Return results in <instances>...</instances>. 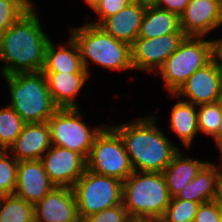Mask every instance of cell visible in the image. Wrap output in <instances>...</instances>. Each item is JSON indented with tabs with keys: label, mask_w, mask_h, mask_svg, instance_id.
Listing matches in <instances>:
<instances>
[{
	"label": "cell",
	"mask_w": 222,
	"mask_h": 222,
	"mask_svg": "<svg viewBox=\"0 0 222 222\" xmlns=\"http://www.w3.org/2000/svg\"><path fill=\"white\" fill-rule=\"evenodd\" d=\"M34 4L0 37L2 75L43 70L49 37L43 32Z\"/></svg>",
	"instance_id": "obj_1"
},
{
	"label": "cell",
	"mask_w": 222,
	"mask_h": 222,
	"mask_svg": "<svg viewBox=\"0 0 222 222\" xmlns=\"http://www.w3.org/2000/svg\"><path fill=\"white\" fill-rule=\"evenodd\" d=\"M155 116L114 126L134 171L163 172L179 149L156 125Z\"/></svg>",
	"instance_id": "obj_2"
},
{
	"label": "cell",
	"mask_w": 222,
	"mask_h": 222,
	"mask_svg": "<svg viewBox=\"0 0 222 222\" xmlns=\"http://www.w3.org/2000/svg\"><path fill=\"white\" fill-rule=\"evenodd\" d=\"M170 199L162 172L133 171L122 183V204L132 220H160Z\"/></svg>",
	"instance_id": "obj_3"
},
{
	"label": "cell",
	"mask_w": 222,
	"mask_h": 222,
	"mask_svg": "<svg viewBox=\"0 0 222 222\" xmlns=\"http://www.w3.org/2000/svg\"><path fill=\"white\" fill-rule=\"evenodd\" d=\"M10 92L8 106L25 123H42L57 111L42 71L3 75Z\"/></svg>",
	"instance_id": "obj_4"
},
{
	"label": "cell",
	"mask_w": 222,
	"mask_h": 222,
	"mask_svg": "<svg viewBox=\"0 0 222 222\" xmlns=\"http://www.w3.org/2000/svg\"><path fill=\"white\" fill-rule=\"evenodd\" d=\"M77 43L84 69L90 76L88 61L110 70H132L131 46L116 40L100 26L90 23L74 27L70 33Z\"/></svg>",
	"instance_id": "obj_5"
},
{
	"label": "cell",
	"mask_w": 222,
	"mask_h": 222,
	"mask_svg": "<svg viewBox=\"0 0 222 222\" xmlns=\"http://www.w3.org/2000/svg\"><path fill=\"white\" fill-rule=\"evenodd\" d=\"M186 36L178 49L157 70L169 94H175L197 70L213 60L212 39Z\"/></svg>",
	"instance_id": "obj_6"
},
{
	"label": "cell",
	"mask_w": 222,
	"mask_h": 222,
	"mask_svg": "<svg viewBox=\"0 0 222 222\" xmlns=\"http://www.w3.org/2000/svg\"><path fill=\"white\" fill-rule=\"evenodd\" d=\"M86 161L87 170L122 182L134 171L120 134L108 125L96 135Z\"/></svg>",
	"instance_id": "obj_7"
},
{
	"label": "cell",
	"mask_w": 222,
	"mask_h": 222,
	"mask_svg": "<svg viewBox=\"0 0 222 222\" xmlns=\"http://www.w3.org/2000/svg\"><path fill=\"white\" fill-rule=\"evenodd\" d=\"M122 181L85 170L72 187L80 220L122 203Z\"/></svg>",
	"instance_id": "obj_8"
},
{
	"label": "cell",
	"mask_w": 222,
	"mask_h": 222,
	"mask_svg": "<svg viewBox=\"0 0 222 222\" xmlns=\"http://www.w3.org/2000/svg\"><path fill=\"white\" fill-rule=\"evenodd\" d=\"M83 118L80 108H58L47 124L52 145L75 151L87 160L94 139L104 126L92 129Z\"/></svg>",
	"instance_id": "obj_9"
},
{
	"label": "cell",
	"mask_w": 222,
	"mask_h": 222,
	"mask_svg": "<svg viewBox=\"0 0 222 222\" xmlns=\"http://www.w3.org/2000/svg\"><path fill=\"white\" fill-rule=\"evenodd\" d=\"M184 33H172L154 38H136L131 45V62L133 69L153 72L178 49L184 40Z\"/></svg>",
	"instance_id": "obj_10"
},
{
	"label": "cell",
	"mask_w": 222,
	"mask_h": 222,
	"mask_svg": "<svg viewBox=\"0 0 222 222\" xmlns=\"http://www.w3.org/2000/svg\"><path fill=\"white\" fill-rule=\"evenodd\" d=\"M40 161L56 187L72 188L87 169V161L81 154L56 145H51Z\"/></svg>",
	"instance_id": "obj_11"
},
{
	"label": "cell",
	"mask_w": 222,
	"mask_h": 222,
	"mask_svg": "<svg viewBox=\"0 0 222 222\" xmlns=\"http://www.w3.org/2000/svg\"><path fill=\"white\" fill-rule=\"evenodd\" d=\"M196 106L222 100V68L212 60L195 71L175 94Z\"/></svg>",
	"instance_id": "obj_12"
},
{
	"label": "cell",
	"mask_w": 222,
	"mask_h": 222,
	"mask_svg": "<svg viewBox=\"0 0 222 222\" xmlns=\"http://www.w3.org/2000/svg\"><path fill=\"white\" fill-rule=\"evenodd\" d=\"M180 25L186 36L205 37L222 26V0H190Z\"/></svg>",
	"instance_id": "obj_13"
},
{
	"label": "cell",
	"mask_w": 222,
	"mask_h": 222,
	"mask_svg": "<svg viewBox=\"0 0 222 222\" xmlns=\"http://www.w3.org/2000/svg\"><path fill=\"white\" fill-rule=\"evenodd\" d=\"M34 222H81L73 189L55 186L34 204Z\"/></svg>",
	"instance_id": "obj_14"
},
{
	"label": "cell",
	"mask_w": 222,
	"mask_h": 222,
	"mask_svg": "<svg viewBox=\"0 0 222 222\" xmlns=\"http://www.w3.org/2000/svg\"><path fill=\"white\" fill-rule=\"evenodd\" d=\"M54 187L40 160L19 161L14 191L16 196L34 205Z\"/></svg>",
	"instance_id": "obj_15"
},
{
	"label": "cell",
	"mask_w": 222,
	"mask_h": 222,
	"mask_svg": "<svg viewBox=\"0 0 222 222\" xmlns=\"http://www.w3.org/2000/svg\"><path fill=\"white\" fill-rule=\"evenodd\" d=\"M47 122L25 123L20 135L8 151L19 161L40 160L51 147Z\"/></svg>",
	"instance_id": "obj_16"
},
{
	"label": "cell",
	"mask_w": 222,
	"mask_h": 222,
	"mask_svg": "<svg viewBox=\"0 0 222 222\" xmlns=\"http://www.w3.org/2000/svg\"><path fill=\"white\" fill-rule=\"evenodd\" d=\"M147 5L131 2L116 15L106 18L99 26L116 40L130 46L136 40Z\"/></svg>",
	"instance_id": "obj_17"
},
{
	"label": "cell",
	"mask_w": 222,
	"mask_h": 222,
	"mask_svg": "<svg viewBox=\"0 0 222 222\" xmlns=\"http://www.w3.org/2000/svg\"><path fill=\"white\" fill-rule=\"evenodd\" d=\"M43 73L49 93L58 108H79L75 99L90 77L88 73Z\"/></svg>",
	"instance_id": "obj_18"
},
{
	"label": "cell",
	"mask_w": 222,
	"mask_h": 222,
	"mask_svg": "<svg viewBox=\"0 0 222 222\" xmlns=\"http://www.w3.org/2000/svg\"><path fill=\"white\" fill-rule=\"evenodd\" d=\"M68 39L65 44H59L60 47L50 40L42 72L87 73L77 43L71 36Z\"/></svg>",
	"instance_id": "obj_19"
},
{
	"label": "cell",
	"mask_w": 222,
	"mask_h": 222,
	"mask_svg": "<svg viewBox=\"0 0 222 222\" xmlns=\"http://www.w3.org/2000/svg\"><path fill=\"white\" fill-rule=\"evenodd\" d=\"M183 155L179 150L162 172L171 198L177 196L182 188L193 180L208 163V161L205 162Z\"/></svg>",
	"instance_id": "obj_20"
},
{
	"label": "cell",
	"mask_w": 222,
	"mask_h": 222,
	"mask_svg": "<svg viewBox=\"0 0 222 222\" xmlns=\"http://www.w3.org/2000/svg\"><path fill=\"white\" fill-rule=\"evenodd\" d=\"M172 33H183L180 16L155 5H148L137 38L149 39Z\"/></svg>",
	"instance_id": "obj_21"
},
{
	"label": "cell",
	"mask_w": 222,
	"mask_h": 222,
	"mask_svg": "<svg viewBox=\"0 0 222 222\" xmlns=\"http://www.w3.org/2000/svg\"><path fill=\"white\" fill-rule=\"evenodd\" d=\"M219 167L214 162H208L197 176L182 188L176 197L200 204L213 201L216 196Z\"/></svg>",
	"instance_id": "obj_22"
},
{
	"label": "cell",
	"mask_w": 222,
	"mask_h": 222,
	"mask_svg": "<svg viewBox=\"0 0 222 222\" xmlns=\"http://www.w3.org/2000/svg\"><path fill=\"white\" fill-rule=\"evenodd\" d=\"M169 128L177 134L179 140L188 149L192 146V142L198 130V113L197 106L179 100L171 110Z\"/></svg>",
	"instance_id": "obj_23"
},
{
	"label": "cell",
	"mask_w": 222,
	"mask_h": 222,
	"mask_svg": "<svg viewBox=\"0 0 222 222\" xmlns=\"http://www.w3.org/2000/svg\"><path fill=\"white\" fill-rule=\"evenodd\" d=\"M0 222H34V205L15 194L1 196Z\"/></svg>",
	"instance_id": "obj_24"
},
{
	"label": "cell",
	"mask_w": 222,
	"mask_h": 222,
	"mask_svg": "<svg viewBox=\"0 0 222 222\" xmlns=\"http://www.w3.org/2000/svg\"><path fill=\"white\" fill-rule=\"evenodd\" d=\"M25 122L14 111L6 105L0 108V146L6 151L14 144L20 135Z\"/></svg>",
	"instance_id": "obj_25"
},
{
	"label": "cell",
	"mask_w": 222,
	"mask_h": 222,
	"mask_svg": "<svg viewBox=\"0 0 222 222\" xmlns=\"http://www.w3.org/2000/svg\"><path fill=\"white\" fill-rule=\"evenodd\" d=\"M198 107V130L214 137L221 120L222 100L201 104Z\"/></svg>",
	"instance_id": "obj_26"
},
{
	"label": "cell",
	"mask_w": 222,
	"mask_h": 222,
	"mask_svg": "<svg viewBox=\"0 0 222 222\" xmlns=\"http://www.w3.org/2000/svg\"><path fill=\"white\" fill-rule=\"evenodd\" d=\"M200 203L172 197L161 222H194Z\"/></svg>",
	"instance_id": "obj_27"
},
{
	"label": "cell",
	"mask_w": 222,
	"mask_h": 222,
	"mask_svg": "<svg viewBox=\"0 0 222 222\" xmlns=\"http://www.w3.org/2000/svg\"><path fill=\"white\" fill-rule=\"evenodd\" d=\"M18 164L9 151L0 156V197L14 194Z\"/></svg>",
	"instance_id": "obj_28"
},
{
	"label": "cell",
	"mask_w": 222,
	"mask_h": 222,
	"mask_svg": "<svg viewBox=\"0 0 222 222\" xmlns=\"http://www.w3.org/2000/svg\"><path fill=\"white\" fill-rule=\"evenodd\" d=\"M32 5L30 0H0V37Z\"/></svg>",
	"instance_id": "obj_29"
},
{
	"label": "cell",
	"mask_w": 222,
	"mask_h": 222,
	"mask_svg": "<svg viewBox=\"0 0 222 222\" xmlns=\"http://www.w3.org/2000/svg\"><path fill=\"white\" fill-rule=\"evenodd\" d=\"M131 218L121 203L112 208L87 216L81 222H131Z\"/></svg>",
	"instance_id": "obj_30"
},
{
	"label": "cell",
	"mask_w": 222,
	"mask_h": 222,
	"mask_svg": "<svg viewBox=\"0 0 222 222\" xmlns=\"http://www.w3.org/2000/svg\"><path fill=\"white\" fill-rule=\"evenodd\" d=\"M131 2L132 0H100V2L93 8L95 13L98 14V21L96 23H89L99 26L106 18L116 15Z\"/></svg>",
	"instance_id": "obj_31"
},
{
	"label": "cell",
	"mask_w": 222,
	"mask_h": 222,
	"mask_svg": "<svg viewBox=\"0 0 222 222\" xmlns=\"http://www.w3.org/2000/svg\"><path fill=\"white\" fill-rule=\"evenodd\" d=\"M194 222H220L219 203L215 200L201 203L195 215Z\"/></svg>",
	"instance_id": "obj_32"
},
{
	"label": "cell",
	"mask_w": 222,
	"mask_h": 222,
	"mask_svg": "<svg viewBox=\"0 0 222 222\" xmlns=\"http://www.w3.org/2000/svg\"><path fill=\"white\" fill-rule=\"evenodd\" d=\"M189 2L190 0H157L155 6L180 16Z\"/></svg>",
	"instance_id": "obj_33"
},
{
	"label": "cell",
	"mask_w": 222,
	"mask_h": 222,
	"mask_svg": "<svg viewBox=\"0 0 222 222\" xmlns=\"http://www.w3.org/2000/svg\"><path fill=\"white\" fill-rule=\"evenodd\" d=\"M213 60L222 68V38L212 40Z\"/></svg>",
	"instance_id": "obj_34"
},
{
	"label": "cell",
	"mask_w": 222,
	"mask_h": 222,
	"mask_svg": "<svg viewBox=\"0 0 222 222\" xmlns=\"http://www.w3.org/2000/svg\"><path fill=\"white\" fill-rule=\"evenodd\" d=\"M217 203L222 205V167L218 168L216 196L214 199Z\"/></svg>",
	"instance_id": "obj_35"
},
{
	"label": "cell",
	"mask_w": 222,
	"mask_h": 222,
	"mask_svg": "<svg viewBox=\"0 0 222 222\" xmlns=\"http://www.w3.org/2000/svg\"><path fill=\"white\" fill-rule=\"evenodd\" d=\"M215 140L216 146L219 148L220 153L222 152V113H221V120L220 124L217 129V134L213 137Z\"/></svg>",
	"instance_id": "obj_36"
},
{
	"label": "cell",
	"mask_w": 222,
	"mask_h": 222,
	"mask_svg": "<svg viewBox=\"0 0 222 222\" xmlns=\"http://www.w3.org/2000/svg\"><path fill=\"white\" fill-rule=\"evenodd\" d=\"M133 2H137V3H141L144 5H155V3L157 2V0H132Z\"/></svg>",
	"instance_id": "obj_37"
},
{
	"label": "cell",
	"mask_w": 222,
	"mask_h": 222,
	"mask_svg": "<svg viewBox=\"0 0 222 222\" xmlns=\"http://www.w3.org/2000/svg\"><path fill=\"white\" fill-rule=\"evenodd\" d=\"M92 9L100 2V0H85Z\"/></svg>",
	"instance_id": "obj_38"
},
{
	"label": "cell",
	"mask_w": 222,
	"mask_h": 222,
	"mask_svg": "<svg viewBox=\"0 0 222 222\" xmlns=\"http://www.w3.org/2000/svg\"><path fill=\"white\" fill-rule=\"evenodd\" d=\"M131 222H161V220L142 219V220H131Z\"/></svg>",
	"instance_id": "obj_39"
},
{
	"label": "cell",
	"mask_w": 222,
	"mask_h": 222,
	"mask_svg": "<svg viewBox=\"0 0 222 222\" xmlns=\"http://www.w3.org/2000/svg\"><path fill=\"white\" fill-rule=\"evenodd\" d=\"M219 216H220V222H222V205L219 204Z\"/></svg>",
	"instance_id": "obj_40"
},
{
	"label": "cell",
	"mask_w": 222,
	"mask_h": 222,
	"mask_svg": "<svg viewBox=\"0 0 222 222\" xmlns=\"http://www.w3.org/2000/svg\"><path fill=\"white\" fill-rule=\"evenodd\" d=\"M5 151H6V150L0 146V156H1Z\"/></svg>",
	"instance_id": "obj_41"
}]
</instances>
